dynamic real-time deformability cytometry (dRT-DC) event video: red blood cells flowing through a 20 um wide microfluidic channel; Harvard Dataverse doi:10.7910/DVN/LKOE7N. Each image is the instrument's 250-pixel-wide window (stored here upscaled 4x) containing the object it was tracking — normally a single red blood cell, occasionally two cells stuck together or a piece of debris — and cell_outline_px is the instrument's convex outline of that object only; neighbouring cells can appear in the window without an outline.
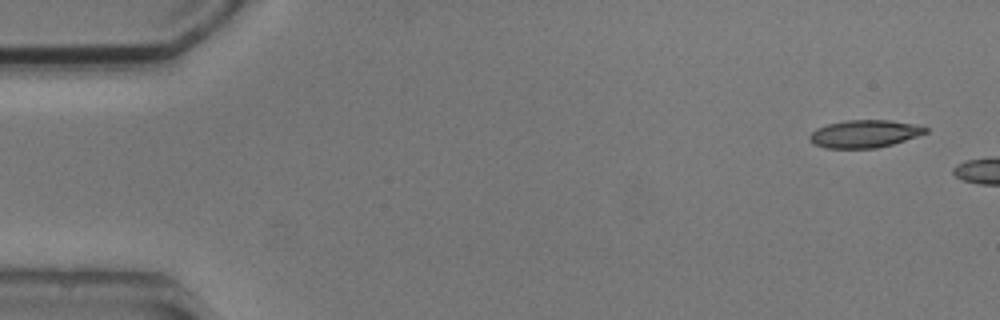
{"species": "common noctule bat (a hibernating species)", "species_latin": "Nyctalus noctula", "temperature_condition": "cold", "stored_images_in_passage": 9, "camera_frame_rate_fps": 3000, "um_per_image_px": 0.085, "animal": {"sex": "male", "body_mass_g": 20.5, "forearm_length_mm": 52.5}, "frame": {"image": 1, "passage_image": 1, "time_ms": 0.0, "image_size_px": [1000, 320], "cell_outline_px": [[928, 132], [892, 144], [876, 148], [824, 148], [812, 144], [808, 140], [808, 136], [816, 128], [828, 124], [848, 120], [888, 120], [912, 124], [928, 128]], "centroid_in_image_um": [73.41, 11.38], "position_along_channel_um": 11.6, "area_um2": 18.55}}
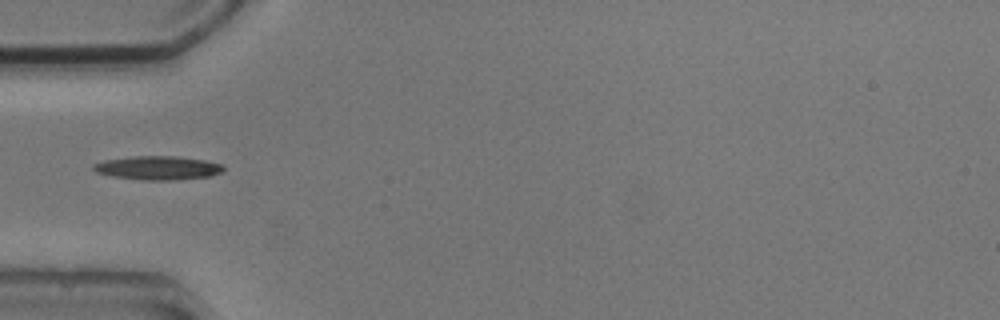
{"frame": {"image": 2, "passage_image": 6, "time_ms": 6.667, "image_size_px": [1000, 320], "cell_outline_px": [[224, 172], [212, 176], [176, 180], [144, 180], [112, 176], [96, 172], [92, 168], [92, 164], [104, 160], [132, 156], [172, 156], [204, 160], [220, 164], [224, 168]], "centroid_in_image_um": [13.41, 14.27], "position_along_channel_um": 71.6, "area_um2": 18.03}}